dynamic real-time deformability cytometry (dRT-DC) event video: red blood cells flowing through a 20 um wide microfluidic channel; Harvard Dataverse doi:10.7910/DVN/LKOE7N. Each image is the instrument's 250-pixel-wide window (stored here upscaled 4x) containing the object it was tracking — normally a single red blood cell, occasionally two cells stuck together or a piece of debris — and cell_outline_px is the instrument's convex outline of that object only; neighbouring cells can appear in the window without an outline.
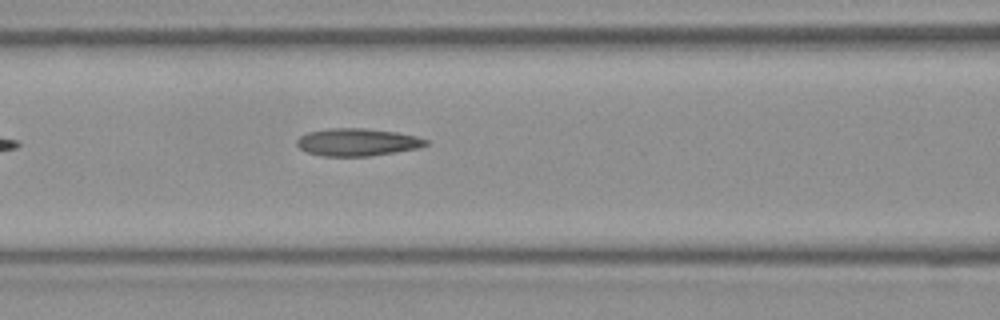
{"species": "Egyptian fruit bat (a non-hibernating species)", "species_latin": "Rousettus aegyptiacus", "temperature_condition": "room temperature", "stored_images_in_passage": 3, "camera_frame_rate_fps": 3000, "um_per_image_px": 0.085, "frame": {"image": 1, "passage_image": 3, "time_ms": 0.667, "image_size_px": [1000, 320], "cell_outline_px": [[428, 144], [420, 148], [396, 152], [368, 156], [320, 156], [304, 152], [296, 144], [296, 140], [300, 136], [308, 132], [328, 128], [364, 128], [396, 132], [416, 136], [428, 140]], "centroid_in_image_um": [30.35, 12.09], "position_along_channel_um": 136.3, "area_um2": 20.87}}